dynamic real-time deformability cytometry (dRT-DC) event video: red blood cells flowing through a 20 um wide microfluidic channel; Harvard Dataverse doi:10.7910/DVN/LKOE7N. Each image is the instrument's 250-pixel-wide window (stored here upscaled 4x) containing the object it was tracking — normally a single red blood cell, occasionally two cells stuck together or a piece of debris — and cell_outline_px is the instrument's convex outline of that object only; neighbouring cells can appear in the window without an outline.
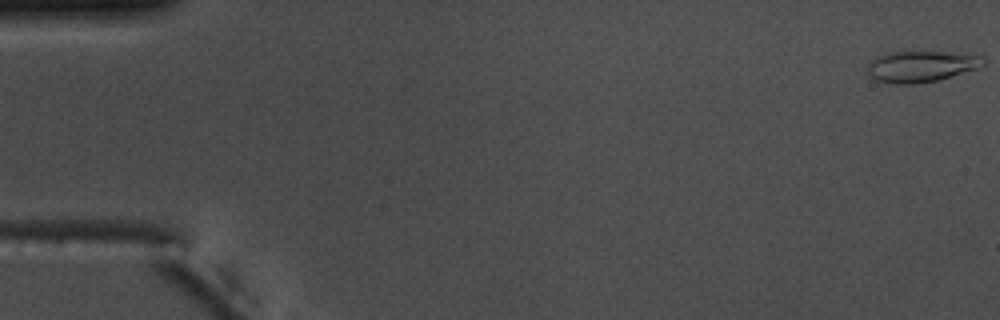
{"species": "common noctule bat (a hibernating species)", "species_latin": "Nyctalus noctula", "temperature_condition": "warm", "stored_images_in_passage": 55, "camera_frame_rate_fps": 3000, "um_per_image_px": 0.085, "animal": {"sex": "male", "body_mass_g": 17.5, "forearm_length_mm": 52.3}, "frame": {"image": 1, "passage_image": 1, "time_ms": 0.0, "image_size_px": [1000, 320], "cell_outline_px": [[984, 64], [980, 68], [936, 80], [912, 84], [896, 84], [876, 80], [868, 76], [864, 72], [868, 64], [876, 56], [892, 52], [944, 52], [984, 56]], "centroid_in_image_um": [78.25, 5.65], "position_along_channel_um": 6.8, "area_um2": 21.04}}
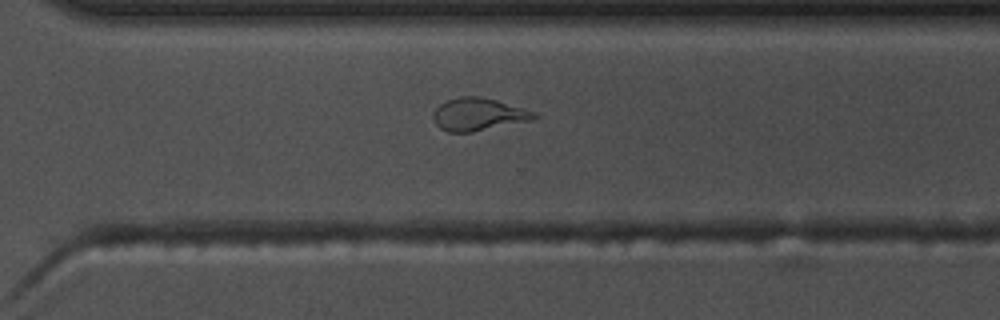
{"frame": {"image": 2, "passage_image": 39, "time_ms": 12.667, "image_size_px": [1000, 320], "cell_outline_px": [[540, 116], [532, 120], [472, 132], [448, 132], [440, 128], [436, 124], [432, 116], [436, 108], [440, 104], [448, 100], [460, 96], [480, 96], [496, 100], [536, 112]], "centroid_in_image_um": [40.67, 9.72], "position_along_channel_um": 329.9, "area_um2": 19.13}}
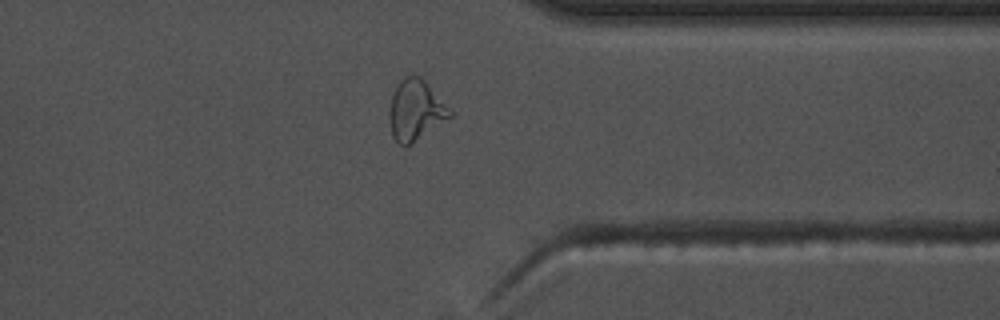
{"frame": {"image": 3, "passage_image": 43, "time_ms": 14.0, "image_size_px": [1000, 320], "cell_outline_px": [[456, 112], [452, 116], [408, 144], [400, 144], [392, 136], [388, 116], [388, 112], [392, 92], [400, 80], [404, 76], [420, 76]], "centroid_in_image_um": [35.33, 9.31], "position_along_channel_um": 376.1, "area_um2": 21.27}, "authors_computed_cell_mechanics": {"area_um2": 19.363, "velocity_mm_per_s": 3.7694, "shape_relaxation_time_tau1_ms": 4.606, "shape_relaxation_time_tau2_ms": 1.1795, "deformation_change_tau1": 0.2008, "deformation_change_tau2": 0.0908}}